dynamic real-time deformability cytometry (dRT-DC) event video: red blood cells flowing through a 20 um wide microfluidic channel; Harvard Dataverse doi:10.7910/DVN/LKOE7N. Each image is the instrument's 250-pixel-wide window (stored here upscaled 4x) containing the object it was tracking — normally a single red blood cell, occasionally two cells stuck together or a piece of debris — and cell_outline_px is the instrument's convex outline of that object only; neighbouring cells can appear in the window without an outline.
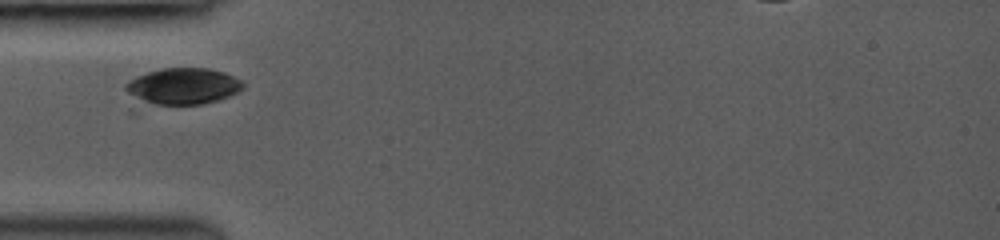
{"species": "common noctule bat (a hibernating species)", "species_latin": "Nyctalus noctula", "temperature_condition": "room temperature", "stored_images_in_passage": 20, "camera_frame_rate_fps": 3000, "um_per_image_px": 0.085, "animal": {"sex": "female", "body_mass_g": 19.0, "forearm_length_mm": 53.3}, "frame": {"image": 1, "passage_image": 10, "time_ms": 4.667, "image_size_px": [1000, 240], "cell_outline_px": [[244, 88], [220, 100], [204, 104], [136, 104], [124, 88], [124, 84], [128, 80], [136, 76], [160, 68], [208, 68], [224, 72], [240, 80], [244, 84]], "centroid_in_image_um": [15.47, 7.34], "position_along_channel_um": 69.5, "area_um2": 25.32}}